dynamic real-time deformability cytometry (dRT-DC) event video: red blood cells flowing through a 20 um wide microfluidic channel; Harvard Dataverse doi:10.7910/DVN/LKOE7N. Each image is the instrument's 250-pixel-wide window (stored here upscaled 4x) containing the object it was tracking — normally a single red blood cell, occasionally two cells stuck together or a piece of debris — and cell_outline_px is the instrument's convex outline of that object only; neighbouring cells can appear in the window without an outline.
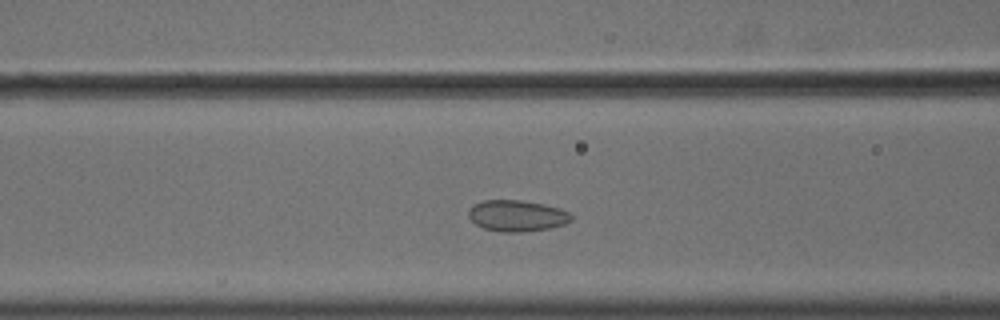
{"species": "common noctule bat (a hibernating species)", "species_latin": "Nyctalus noctula", "temperature_condition": "cold", "stored_images_in_passage": 35, "camera_frame_rate_fps": 3000, "um_per_image_px": 0.085, "animal": {"sex": "male", "body_mass_g": 18.8}, "frame": {"image": 1, "passage_image": 13, "time_ms": 4.0, "image_size_px": [1000, 320], "cell_outline_px": [[572, 220], [564, 224], [548, 228], [524, 232], [500, 232], [484, 228], [476, 224], [468, 216], [468, 212], [472, 204], [484, 200], [520, 200], [544, 204], [560, 208], [568, 212], [572, 216]], "centroid_in_image_um": [43.92, 18.33], "position_along_channel_um": 122.7, "area_um2": 18.73}}
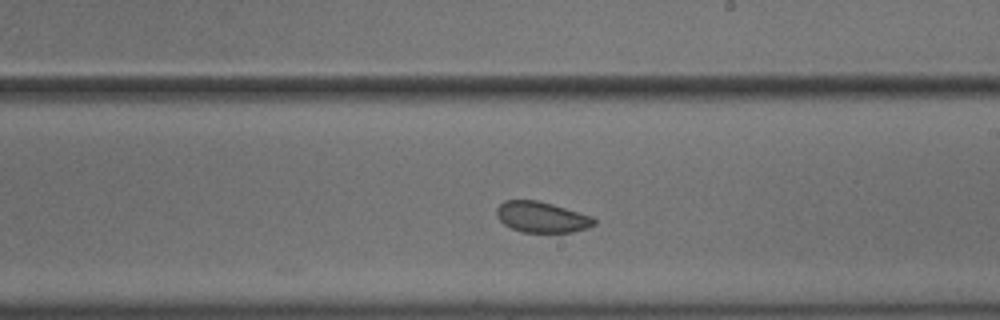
{"frame": {"image": 2, "passage_image": 23, "time_ms": 7.333, "image_size_px": [1000, 320], "cell_outline_px": [[596, 224], [588, 228], [572, 232], [520, 232], [504, 224], [496, 216], [496, 208], [504, 200], [540, 200], [592, 216], [596, 220]], "centroid_in_image_um": [46.05, 18.45], "position_along_channel_um": 243.0, "area_um2": 17.63}}
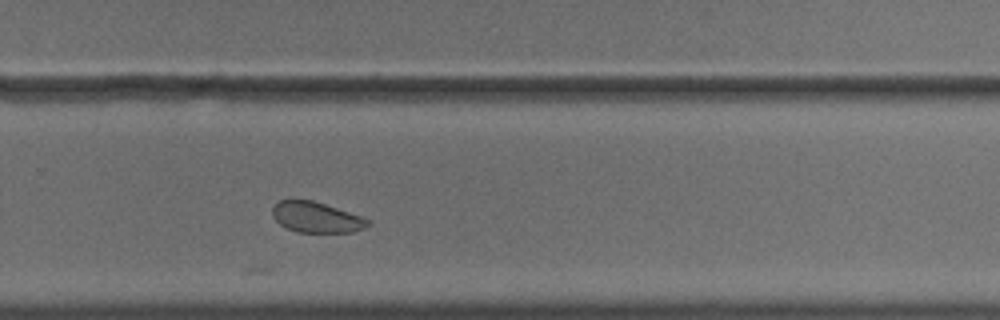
{"frame": {"image": 3, "passage_image": 28, "time_ms": 9.0, "image_size_px": [1000, 320], "cell_outline_px": [[372, 224], [364, 228], [352, 232], [296, 232], [280, 224], [272, 216], [272, 208], [280, 200], [312, 200], [364, 216], [372, 220]], "centroid_in_image_um": [26.95, 18.47], "position_along_channel_um": 302.8, "area_um2": 17.17}, "authors_computed_cell_mechanics": {"area_um2": 18.4382, "velocity_mm_per_s": 3.6112, "shape_relaxation_time_tau1_ms": null, "shape_relaxation_time_tau2_ms": 3.7499, "deformation_change_tau1": null, "deformation_change_tau2": 0.0615}}